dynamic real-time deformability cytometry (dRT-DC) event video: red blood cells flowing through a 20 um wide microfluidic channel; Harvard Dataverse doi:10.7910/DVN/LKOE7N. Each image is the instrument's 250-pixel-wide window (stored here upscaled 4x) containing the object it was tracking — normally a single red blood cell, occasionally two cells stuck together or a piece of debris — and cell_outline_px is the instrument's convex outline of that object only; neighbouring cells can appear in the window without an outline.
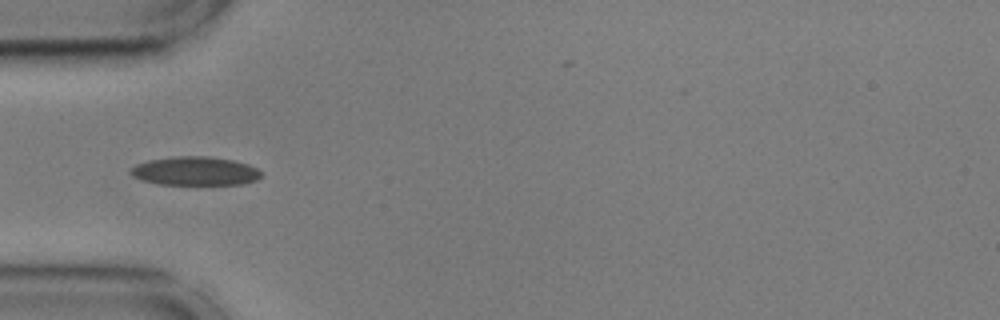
{"species": "common noctule bat (a hibernating species)", "species_latin": "Nyctalus noctula", "temperature_condition": "cold", "stored_images_in_passage": 36, "camera_frame_rate_fps": 3000, "um_per_image_px": 0.085, "animal": {"sex": "male", "body_mass_g": 17.9, "forearm_length_mm": 54.2}, "frame": {"image": 1, "passage_image": 6, "time_ms": 1.667, "image_size_px": [1000, 320], "cell_outline_px": [[264, 172], [256, 180], [240, 184], [156, 184], [140, 180], [132, 176], [128, 172], [136, 164], [148, 160], [176, 156], [208, 156], [232, 160], [248, 164]], "centroid_in_image_um": [16.55, 14.54], "position_along_channel_um": 68.4, "area_um2": 21.91}}
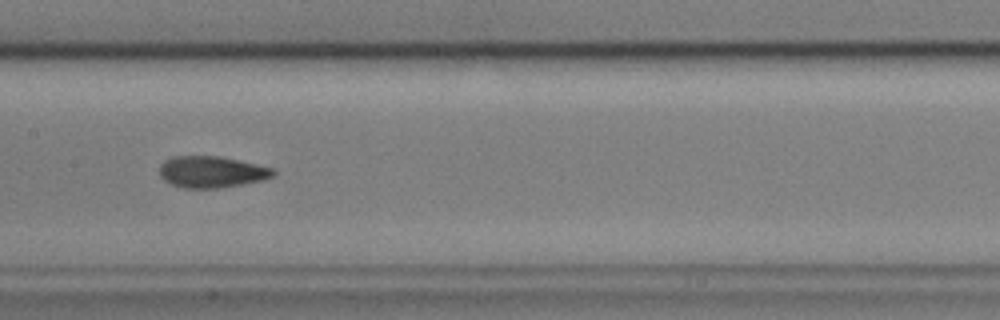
{"frame": {"image": 2, "passage_image": 16, "time_ms": 5.0, "image_size_px": [1000, 320], "cell_outline_px": [[276, 172], [272, 176], [264, 180], [216, 188], [184, 188], [172, 184], [164, 180], [160, 176], [160, 164], [164, 160], [172, 156], [220, 156], [256, 164], [272, 168]], "centroid_in_image_um": [17.96, 14.6], "position_along_channel_um": 189.4, "area_um2": 20.75}, "authors_computed_cell_mechanics": {"area_um2": 20.808, "velocity_mm_per_s": 3.6042, "shape_relaxation_time_tau1_ms": 7.7002, "shape_relaxation_time_tau2_ms": 1.9779, "deformation_change_tau1": 0.1623, "deformation_change_tau2": 0.0719}}